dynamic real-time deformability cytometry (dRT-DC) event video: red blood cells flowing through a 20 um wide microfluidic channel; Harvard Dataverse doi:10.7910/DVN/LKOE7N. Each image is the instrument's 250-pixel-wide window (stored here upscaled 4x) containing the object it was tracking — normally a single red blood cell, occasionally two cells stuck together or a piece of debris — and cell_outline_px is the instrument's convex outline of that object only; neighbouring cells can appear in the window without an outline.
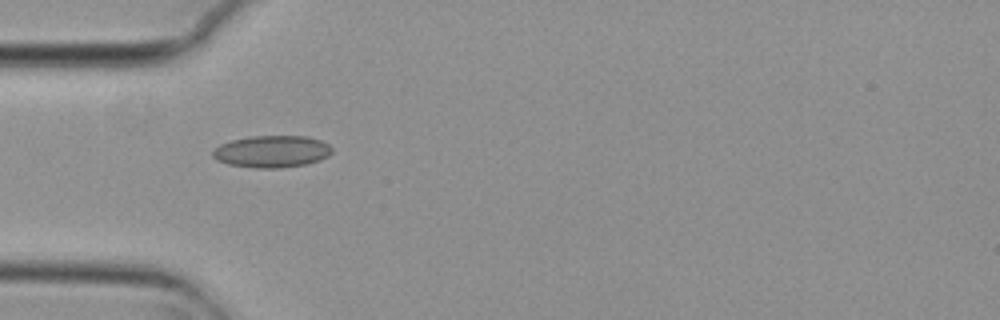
{"species": "common noctule bat (a hibernating species)", "species_latin": "Nyctalus noctula", "temperature_condition": "cold", "stored_images_in_passage": 3, "camera_frame_rate_fps": 3000, "um_per_image_px": 0.085, "animal": {"sex": "female", "body_mass_g": 29.2, "forearm_length_mm": 56.3}, "frame": {"image": 1, "passage_image": 2, "time_ms": 0.333, "image_size_px": [1000, 320], "cell_outline_px": [[332, 152], [328, 156], [320, 160], [308, 164], [280, 168], [256, 168], [228, 164], [216, 160], [212, 156], [212, 152], [220, 144], [232, 140], [252, 136], [308, 136], [320, 140], [328, 144], [332, 148]], "centroid_in_image_um": [23.12, 12.88], "position_along_channel_um": 61.9, "area_um2": 22.31}}
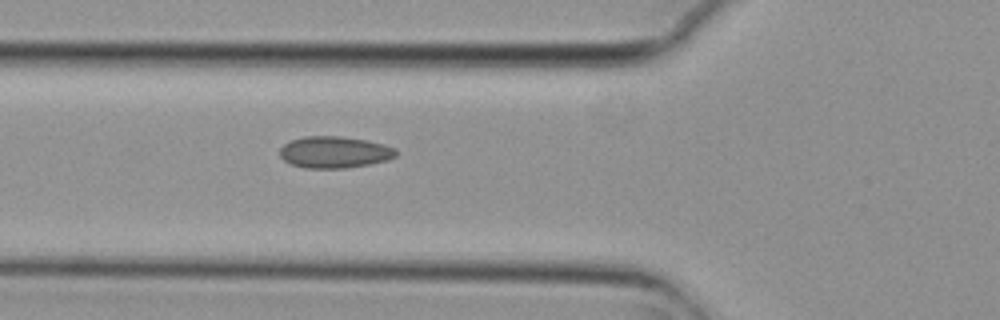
{"frame": {"image": 2, "passage_image": 3, "time_ms": 0.667, "image_size_px": [1000, 320], "cell_outline_px": [[396, 156], [388, 160], [348, 168], [304, 168], [292, 164], [284, 160], [280, 156], [280, 148], [284, 144], [292, 140], [304, 136], [340, 136], [368, 140], [384, 144], [396, 148]], "centroid_in_image_um": [28.44, 12.93], "position_along_channel_um": 97.4, "area_um2": 21.5}}